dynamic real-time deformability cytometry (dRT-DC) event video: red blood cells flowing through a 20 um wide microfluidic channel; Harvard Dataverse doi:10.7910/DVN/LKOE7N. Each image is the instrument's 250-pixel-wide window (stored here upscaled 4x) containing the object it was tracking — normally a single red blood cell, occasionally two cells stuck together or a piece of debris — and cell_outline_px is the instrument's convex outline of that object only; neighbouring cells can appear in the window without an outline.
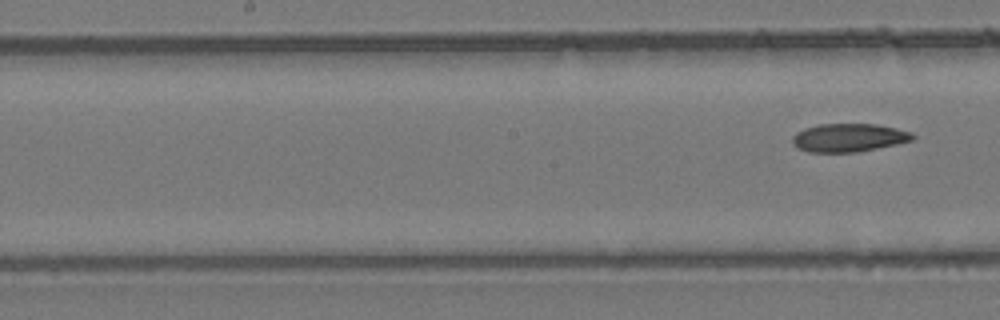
{"species": "common noctule bat (a hibernating species)", "species_latin": "Nyctalus noctula", "temperature_condition": "room temperature", "stored_images_in_passage": 6, "segment_of_instrument_passage": [2, 2], "camera_frame_rate_fps": 3000, "um_per_image_px": 0.085, "animal": {"sex": "female", "body_mass_g": 24.6, "forearm_length_mm": 56.2}, "frame": {"image": 1, "passage_image": 6, "time_ms": 7.0, "image_size_px": [1000, 320], "cell_outline_px": [[916, 136], [912, 140], [896, 144], [856, 152], [808, 152], [796, 148], [792, 144], [792, 136], [796, 132], [804, 128], [820, 124], [876, 124], [896, 128], [912, 132]], "centroid_in_image_um": [72.11, 11.7], "position_along_channel_um": 176.1, "area_um2": 19.88}}